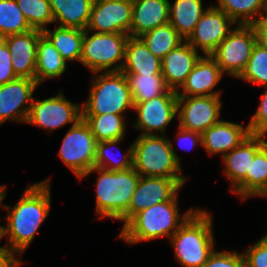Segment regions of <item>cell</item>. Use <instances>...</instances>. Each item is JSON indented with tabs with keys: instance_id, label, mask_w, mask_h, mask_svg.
I'll return each mask as SVG.
<instances>
[{
	"instance_id": "4fadbf2b",
	"label": "cell",
	"mask_w": 267,
	"mask_h": 267,
	"mask_svg": "<svg viewBox=\"0 0 267 267\" xmlns=\"http://www.w3.org/2000/svg\"><path fill=\"white\" fill-rule=\"evenodd\" d=\"M267 144V136L250 135L239 146L222 157L224 175L230 180L231 192L246 199V173L255 155Z\"/></svg>"
},
{
	"instance_id": "5bb4252c",
	"label": "cell",
	"mask_w": 267,
	"mask_h": 267,
	"mask_svg": "<svg viewBox=\"0 0 267 267\" xmlns=\"http://www.w3.org/2000/svg\"><path fill=\"white\" fill-rule=\"evenodd\" d=\"M235 24V25H234ZM236 23L215 5H209L186 41L203 55H211Z\"/></svg>"
},
{
	"instance_id": "60d3db41",
	"label": "cell",
	"mask_w": 267,
	"mask_h": 267,
	"mask_svg": "<svg viewBox=\"0 0 267 267\" xmlns=\"http://www.w3.org/2000/svg\"><path fill=\"white\" fill-rule=\"evenodd\" d=\"M176 141L183 150H191L197 145L202 146L201 133L190 131L178 126V132L176 135Z\"/></svg>"
},
{
	"instance_id": "8d00e7d4",
	"label": "cell",
	"mask_w": 267,
	"mask_h": 267,
	"mask_svg": "<svg viewBox=\"0 0 267 267\" xmlns=\"http://www.w3.org/2000/svg\"><path fill=\"white\" fill-rule=\"evenodd\" d=\"M202 267H246V262L243 252L214 250Z\"/></svg>"
},
{
	"instance_id": "484cf974",
	"label": "cell",
	"mask_w": 267,
	"mask_h": 267,
	"mask_svg": "<svg viewBox=\"0 0 267 267\" xmlns=\"http://www.w3.org/2000/svg\"><path fill=\"white\" fill-rule=\"evenodd\" d=\"M67 68V62L62 58L50 40L42 34L37 43V61L35 80L40 86L47 79L61 76Z\"/></svg>"
},
{
	"instance_id": "2e32d148",
	"label": "cell",
	"mask_w": 267,
	"mask_h": 267,
	"mask_svg": "<svg viewBox=\"0 0 267 267\" xmlns=\"http://www.w3.org/2000/svg\"><path fill=\"white\" fill-rule=\"evenodd\" d=\"M133 0H94L86 30L95 33H130Z\"/></svg>"
},
{
	"instance_id": "4dcf8cb0",
	"label": "cell",
	"mask_w": 267,
	"mask_h": 267,
	"mask_svg": "<svg viewBox=\"0 0 267 267\" xmlns=\"http://www.w3.org/2000/svg\"><path fill=\"white\" fill-rule=\"evenodd\" d=\"M140 38L147 45L149 51L161 60L185 41L169 23L144 33Z\"/></svg>"
},
{
	"instance_id": "44dd1931",
	"label": "cell",
	"mask_w": 267,
	"mask_h": 267,
	"mask_svg": "<svg viewBox=\"0 0 267 267\" xmlns=\"http://www.w3.org/2000/svg\"><path fill=\"white\" fill-rule=\"evenodd\" d=\"M250 135L248 126L221 120L201 134L202 147L209 155L221 154L223 157Z\"/></svg>"
},
{
	"instance_id": "d6986e66",
	"label": "cell",
	"mask_w": 267,
	"mask_h": 267,
	"mask_svg": "<svg viewBox=\"0 0 267 267\" xmlns=\"http://www.w3.org/2000/svg\"><path fill=\"white\" fill-rule=\"evenodd\" d=\"M42 34V31L32 29L6 36V45L12 56V68L17 77L35 80L37 43Z\"/></svg>"
},
{
	"instance_id": "277c9868",
	"label": "cell",
	"mask_w": 267,
	"mask_h": 267,
	"mask_svg": "<svg viewBox=\"0 0 267 267\" xmlns=\"http://www.w3.org/2000/svg\"><path fill=\"white\" fill-rule=\"evenodd\" d=\"M99 174L96 185V213L98 218L123 221L131 198L136 190L140 175L130 168L124 171H108L93 166L80 180L90 173Z\"/></svg>"
},
{
	"instance_id": "b9f144b4",
	"label": "cell",
	"mask_w": 267,
	"mask_h": 267,
	"mask_svg": "<svg viewBox=\"0 0 267 267\" xmlns=\"http://www.w3.org/2000/svg\"><path fill=\"white\" fill-rule=\"evenodd\" d=\"M255 29L257 43L267 49V9L252 24Z\"/></svg>"
},
{
	"instance_id": "74e56055",
	"label": "cell",
	"mask_w": 267,
	"mask_h": 267,
	"mask_svg": "<svg viewBox=\"0 0 267 267\" xmlns=\"http://www.w3.org/2000/svg\"><path fill=\"white\" fill-rule=\"evenodd\" d=\"M261 94L259 107L248 123L250 134L267 136V86Z\"/></svg>"
},
{
	"instance_id": "8fae6325",
	"label": "cell",
	"mask_w": 267,
	"mask_h": 267,
	"mask_svg": "<svg viewBox=\"0 0 267 267\" xmlns=\"http://www.w3.org/2000/svg\"><path fill=\"white\" fill-rule=\"evenodd\" d=\"M177 99L176 92L169 90L166 94L134 104L137 118L133 125L141 131L140 135H166V127L177 118Z\"/></svg>"
},
{
	"instance_id": "30bf717a",
	"label": "cell",
	"mask_w": 267,
	"mask_h": 267,
	"mask_svg": "<svg viewBox=\"0 0 267 267\" xmlns=\"http://www.w3.org/2000/svg\"><path fill=\"white\" fill-rule=\"evenodd\" d=\"M80 119H82L81 104L71 102L60 90L57 95L44 100L33 98L26 123L52 133L68 123L76 124Z\"/></svg>"
},
{
	"instance_id": "f1b7e54d",
	"label": "cell",
	"mask_w": 267,
	"mask_h": 267,
	"mask_svg": "<svg viewBox=\"0 0 267 267\" xmlns=\"http://www.w3.org/2000/svg\"><path fill=\"white\" fill-rule=\"evenodd\" d=\"M129 82L133 103L151 100L170 89L162 74H124Z\"/></svg>"
},
{
	"instance_id": "6da1fadb",
	"label": "cell",
	"mask_w": 267,
	"mask_h": 267,
	"mask_svg": "<svg viewBox=\"0 0 267 267\" xmlns=\"http://www.w3.org/2000/svg\"><path fill=\"white\" fill-rule=\"evenodd\" d=\"M50 184L49 178L30 184L12 208L2 204L7 195L6 187L3 189L0 207L8 210L4 217L7 223L4 232L9 240L7 247L15 257L22 256L50 212Z\"/></svg>"
},
{
	"instance_id": "8992f818",
	"label": "cell",
	"mask_w": 267,
	"mask_h": 267,
	"mask_svg": "<svg viewBox=\"0 0 267 267\" xmlns=\"http://www.w3.org/2000/svg\"><path fill=\"white\" fill-rule=\"evenodd\" d=\"M92 75L88 99L81 104L82 115H124L127 110H133L129 82L122 71L95 72Z\"/></svg>"
},
{
	"instance_id": "7a4b0ae2",
	"label": "cell",
	"mask_w": 267,
	"mask_h": 267,
	"mask_svg": "<svg viewBox=\"0 0 267 267\" xmlns=\"http://www.w3.org/2000/svg\"><path fill=\"white\" fill-rule=\"evenodd\" d=\"M197 208L185 211L178 208V193L167 202L157 203L135 214L117 236L129 245L154 239L170 238Z\"/></svg>"
},
{
	"instance_id": "ab89813d",
	"label": "cell",
	"mask_w": 267,
	"mask_h": 267,
	"mask_svg": "<svg viewBox=\"0 0 267 267\" xmlns=\"http://www.w3.org/2000/svg\"><path fill=\"white\" fill-rule=\"evenodd\" d=\"M18 78L12 68V56L5 44L0 48V85Z\"/></svg>"
},
{
	"instance_id": "d4e9b609",
	"label": "cell",
	"mask_w": 267,
	"mask_h": 267,
	"mask_svg": "<svg viewBox=\"0 0 267 267\" xmlns=\"http://www.w3.org/2000/svg\"><path fill=\"white\" fill-rule=\"evenodd\" d=\"M202 0H175L169 2V24L186 40L208 9Z\"/></svg>"
},
{
	"instance_id": "7dc6e473",
	"label": "cell",
	"mask_w": 267,
	"mask_h": 267,
	"mask_svg": "<svg viewBox=\"0 0 267 267\" xmlns=\"http://www.w3.org/2000/svg\"><path fill=\"white\" fill-rule=\"evenodd\" d=\"M260 197H261V198H262V197H267V192L264 193V194H262ZM265 237H267V235H265Z\"/></svg>"
},
{
	"instance_id": "9a60e30c",
	"label": "cell",
	"mask_w": 267,
	"mask_h": 267,
	"mask_svg": "<svg viewBox=\"0 0 267 267\" xmlns=\"http://www.w3.org/2000/svg\"><path fill=\"white\" fill-rule=\"evenodd\" d=\"M187 179L140 176L136 190L125 212V224L137 213L157 203L170 201L184 186Z\"/></svg>"
},
{
	"instance_id": "d6a6232c",
	"label": "cell",
	"mask_w": 267,
	"mask_h": 267,
	"mask_svg": "<svg viewBox=\"0 0 267 267\" xmlns=\"http://www.w3.org/2000/svg\"><path fill=\"white\" fill-rule=\"evenodd\" d=\"M267 192V144L255 155L246 173V199Z\"/></svg>"
},
{
	"instance_id": "603a6c76",
	"label": "cell",
	"mask_w": 267,
	"mask_h": 267,
	"mask_svg": "<svg viewBox=\"0 0 267 267\" xmlns=\"http://www.w3.org/2000/svg\"><path fill=\"white\" fill-rule=\"evenodd\" d=\"M162 60L154 56L140 37L129 36L125 47L124 74H162Z\"/></svg>"
},
{
	"instance_id": "7402d4cb",
	"label": "cell",
	"mask_w": 267,
	"mask_h": 267,
	"mask_svg": "<svg viewBox=\"0 0 267 267\" xmlns=\"http://www.w3.org/2000/svg\"><path fill=\"white\" fill-rule=\"evenodd\" d=\"M169 2L170 0H133L129 36L140 37L169 23Z\"/></svg>"
},
{
	"instance_id": "bcb514c9",
	"label": "cell",
	"mask_w": 267,
	"mask_h": 267,
	"mask_svg": "<svg viewBox=\"0 0 267 267\" xmlns=\"http://www.w3.org/2000/svg\"><path fill=\"white\" fill-rule=\"evenodd\" d=\"M5 185H0V200H1V196H2V192L4 189Z\"/></svg>"
},
{
	"instance_id": "9c48e42d",
	"label": "cell",
	"mask_w": 267,
	"mask_h": 267,
	"mask_svg": "<svg viewBox=\"0 0 267 267\" xmlns=\"http://www.w3.org/2000/svg\"><path fill=\"white\" fill-rule=\"evenodd\" d=\"M96 144L97 141L90 127L80 119L76 124L71 125L64 136L58 156L80 179L94 166Z\"/></svg>"
},
{
	"instance_id": "ee69618b",
	"label": "cell",
	"mask_w": 267,
	"mask_h": 267,
	"mask_svg": "<svg viewBox=\"0 0 267 267\" xmlns=\"http://www.w3.org/2000/svg\"><path fill=\"white\" fill-rule=\"evenodd\" d=\"M5 236L4 226L0 225V241ZM0 252H10L7 245L0 246Z\"/></svg>"
},
{
	"instance_id": "4316f807",
	"label": "cell",
	"mask_w": 267,
	"mask_h": 267,
	"mask_svg": "<svg viewBox=\"0 0 267 267\" xmlns=\"http://www.w3.org/2000/svg\"><path fill=\"white\" fill-rule=\"evenodd\" d=\"M53 44L66 62L79 61L82 55L84 30L69 27H55L42 32Z\"/></svg>"
},
{
	"instance_id": "ac0fdd59",
	"label": "cell",
	"mask_w": 267,
	"mask_h": 267,
	"mask_svg": "<svg viewBox=\"0 0 267 267\" xmlns=\"http://www.w3.org/2000/svg\"><path fill=\"white\" fill-rule=\"evenodd\" d=\"M223 75L210 55H202L176 94L178 97L220 96L222 91L213 89Z\"/></svg>"
},
{
	"instance_id": "836d02e7",
	"label": "cell",
	"mask_w": 267,
	"mask_h": 267,
	"mask_svg": "<svg viewBox=\"0 0 267 267\" xmlns=\"http://www.w3.org/2000/svg\"><path fill=\"white\" fill-rule=\"evenodd\" d=\"M32 30L15 0H0V33L8 36Z\"/></svg>"
},
{
	"instance_id": "1f68e13d",
	"label": "cell",
	"mask_w": 267,
	"mask_h": 267,
	"mask_svg": "<svg viewBox=\"0 0 267 267\" xmlns=\"http://www.w3.org/2000/svg\"><path fill=\"white\" fill-rule=\"evenodd\" d=\"M124 138L97 142L96 158L94 166L108 171H124L133 167V145L131 144L127 153L124 152L120 158L112 156L109 152L112 147H116ZM112 152V151H111Z\"/></svg>"
},
{
	"instance_id": "ffe728a7",
	"label": "cell",
	"mask_w": 267,
	"mask_h": 267,
	"mask_svg": "<svg viewBox=\"0 0 267 267\" xmlns=\"http://www.w3.org/2000/svg\"><path fill=\"white\" fill-rule=\"evenodd\" d=\"M201 56L185 40L163 57L162 75L170 90L177 92L181 88Z\"/></svg>"
},
{
	"instance_id": "7bdbcfd3",
	"label": "cell",
	"mask_w": 267,
	"mask_h": 267,
	"mask_svg": "<svg viewBox=\"0 0 267 267\" xmlns=\"http://www.w3.org/2000/svg\"><path fill=\"white\" fill-rule=\"evenodd\" d=\"M21 259L16 258L11 252H0V267H20Z\"/></svg>"
},
{
	"instance_id": "3957f363",
	"label": "cell",
	"mask_w": 267,
	"mask_h": 267,
	"mask_svg": "<svg viewBox=\"0 0 267 267\" xmlns=\"http://www.w3.org/2000/svg\"><path fill=\"white\" fill-rule=\"evenodd\" d=\"M169 239L182 267H202L215 248L210 212L196 209Z\"/></svg>"
},
{
	"instance_id": "83f0119b",
	"label": "cell",
	"mask_w": 267,
	"mask_h": 267,
	"mask_svg": "<svg viewBox=\"0 0 267 267\" xmlns=\"http://www.w3.org/2000/svg\"><path fill=\"white\" fill-rule=\"evenodd\" d=\"M97 142L116 140L125 137L126 118L113 113L103 115H82Z\"/></svg>"
},
{
	"instance_id": "e0dca14e",
	"label": "cell",
	"mask_w": 267,
	"mask_h": 267,
	"mask_svg": "<svg viewBox=\"0 0 267 267\" xmlns=\"http://www.w3.org/2000/svg\"><path fill=\"white\" fill-rule=\"evenodd\" d=\"M38 86L34 79L19 77L0 85V125L5 121L26 124Z\"/></svg>"
},
{
	"instance_id": "5b68a950",
	"label": "cell",
	"mask_w": 267,
	"mask_h": 267,
	"mask_svg": "<svg viewBox=\"0 0 267 267\" xmlns=\"http://www.w3.org/2000/svg\"><path fill=\"white\" fill-rule=\"evenodd\" d=\"M133 145V168L140 176L187 179L180 158L166 135H139Z\"/></svg>"
},
{
	"instance_id": "e575fe53",
	"label": "cell",
	"mask_w": 267,
	"mask_h": 267,
	"mask_svg": "<svg viewBox=\"0 0 267 267\" xmlns=\"http://www.w3.org/2000/svg\"><path fill=\"white\" fill-rule=\"evenodd\" d=\"M30 27L35 30H46L47 24L54 23L49 0H15Z\"/></svg>"
},
{
	"instance_id": "f35d334b",
	"label": "cell",
	"mask_w": 267,
	"mask_h": 267,
	"mask_svg": "<svg viewBox=\"0 0 267 267\" xmlns=\"http://www.w3.org/2000/svg\"><path fill=\"white\" fill-rule=\"evenodd\" d=\"M242 252L246 267H267V237L263 236L255 244Z\"/></svg>"
},
{
	"instance_id": "f6af8a7d",
	"label": "cell",
	"mask_w": 267,
	"mask_h": 267,
	"mask_svg": "<svg viewBox=\"0 0 267 267\" xmlns=\"http://www.w3.org/2000/svg\"><path fill=\"white\" fill-rule=\"evenodd\" d=\"M6 44V36L0 33V48Z\"/></svg>"
},
{
	"instance_id": "52a82bcc",
	"label": "cell",
	"mask_w": 267,
	"mask_h": 267,
	"mask_svg": "<svg viewBox=\"0 0 267 267\" xmlns=\"http://www.w3.org/2000/svg\"><path fill=\"white\" fill-rule=\"evenodd\" d=\"M84 30L80 63L95 72L121 71L129 38L123 33H95Z\"/></svg>"
},
{
	"instance_id": "ba28073f",
	"label": "cell",
	"mask_w": 267,
	"mask_h": 267,
	"mask_svg": "<svg viewBox=\"0 0 267 267\" xmlns=\"http://www.w3.org/2000/svg\"><path fill=\"white\" fill-rule=\"evenodd\" d=\"M256 43L254 27L237 24L210 56L224 74L237 78L245 69Z\"/></svg>"
},
{
	"instance_id": "cb8c5ba5",
	"label": "cell",
	"mask_w": 267,
	"mask_h": 267,
	"mask_svg": "<svg viewBox=\"0 0 267 267\" xmlns=\"http://www.w3.org/2000/svg\"><path fill=\"white\" fill-rule=\"evenodd\" d=\"M94 0H49L54 23L86 30Z\"/></svg>"
},
{
	"instance_id": "d590c367",
	"label": "cell",
	"mask_w": 267,
	"mask_h": 267,
	"mask_svg": "<svg viewBox=\"0 0 267 267\" xmlns=\"http://www.w3.org/2000/svg\"><path fill=\"white\" fill-rule=\"evenodd\" d=\"M236 79L258 86H267V49L256 43L245 69Z\"/></svg>"
},
{
	"instance_id": "f546056e",
	"label": "cell",
	"mask_w": 267,
	"mask_h": 267,
	"mask_svg": "<svg viewBox=\"0 0 267 267\" xmlns=\"http://www.w3.org/2000/svg\"><path fill=\"white\" fill-rule=\"evenodd\" d=\"M215 5L236 24L252 25L267 9V0H217Z\"/></svg>"
},
{
	"instance_id": "7c38bea8",
	"label": "cell",
	"mask_w": 267,
	"mask_h": 267,
	"mask_svg": "<svg viewBox=\"0 0 267 267\" xmlns=\"http://www.w3.org/2000/svg\"><path fill=\"white\" fill-rule=\"evenodd\" d=\"M220 98L221 96L178 97V126L202 134L221 121L222 101Z\"/></svg>"
}]
</instances>
